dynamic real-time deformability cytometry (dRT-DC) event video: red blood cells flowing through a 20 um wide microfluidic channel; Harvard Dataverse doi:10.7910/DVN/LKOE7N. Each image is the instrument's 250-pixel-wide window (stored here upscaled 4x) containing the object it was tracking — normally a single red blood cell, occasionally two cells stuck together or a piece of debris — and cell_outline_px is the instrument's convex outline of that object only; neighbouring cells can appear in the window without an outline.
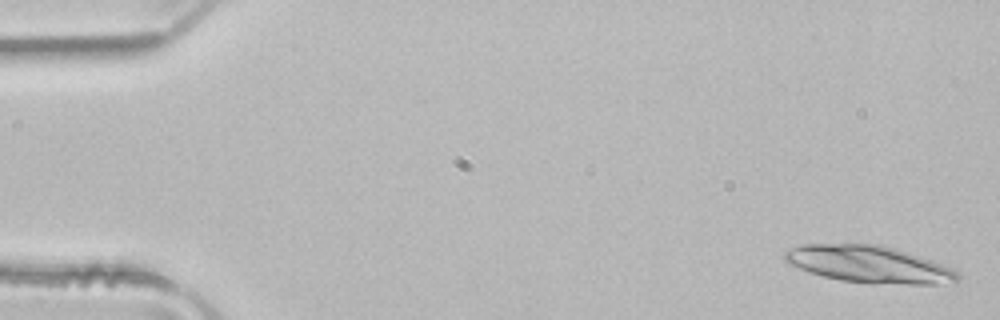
{"species": "common noctule bat (a hibernating species)", "species_latin": "Nyctalus noctula", "temperature_condition": "room temperature", "stored_images_in_passage": 15, "camera_frame_rate_fps": 3000, "um_per_image_px": 0.085, "animal": {"sex": "male", "body_mass_g": 21.5, "forearm_length_mm": 52.0}, "frame": {"image": 1, "passage_image": 2, "time_ms": 0.333, "image_size_px": [1000, 320], "cell_outline_px": [[960, 280], [940, 284], [868, 284], [840, 280], [808, 272], [784, 260], [784, 252], [800, 244], [876, 244], [892, 248], [920, 256], [932, 260], [952, 268], [960, 276]], "centroid_in_image_um": [73.87, 22.48], "position_along_channel_um": 11.1, "area_um2": 37.17}}